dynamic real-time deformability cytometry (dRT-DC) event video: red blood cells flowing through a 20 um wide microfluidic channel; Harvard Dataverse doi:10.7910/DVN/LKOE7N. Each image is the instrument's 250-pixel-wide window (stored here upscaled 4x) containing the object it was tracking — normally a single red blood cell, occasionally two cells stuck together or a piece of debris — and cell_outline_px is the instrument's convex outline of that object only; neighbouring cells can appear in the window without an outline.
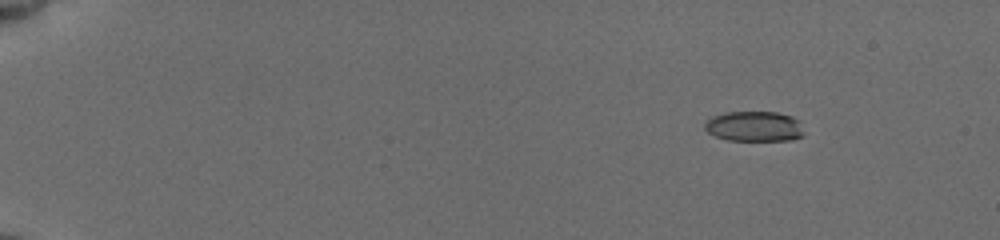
{"species": "common noctule bat (a hibernating species)", "species_latin": "Nyctalus noctula", "temperature_condition": "cold", "stored_images_in_passage": 6, "camera_frame_rate_fps": 3000, "um_per_image_px": 0.085, "animal": {"sex": "female", "body_mass_g": 19.5, "forearm_length_mm": 54.1}, "frame": {"image": 1, "passage_image": 1, "time_ms": 0.0, "image_size_px": [1000, 240], "cell_outline_px": [[804, 136], [788, 140], [728, 140], [716, 136], [708, 132], [704, 128], [704, 124], [712, 116], [724, 112], [776, 112], [792, 116], [800, 120], [804, 132]], "centroid_in_image_um": [64.14, 10.73], "position_along_channel_um": 20.9, "area_um2": 17.57}}
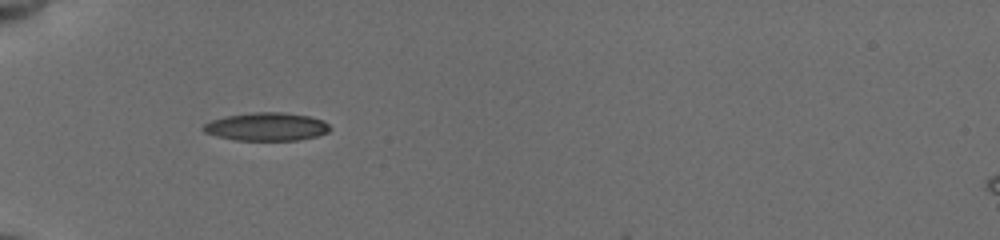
{"frame": {"image": 2, "passage_image": 5, "time_ms": 4.333, "image_size_px": [1000, 240], "cell_outline_px": [[332, 128], [328, 132], [316, 136], [296, 140], [236, 140], [216, 136], [204, 132], [200, 128], [204, 124], [212, 120], [224, 116], [256, 112], [284, 112], [308, 116], [324, 120]], "centroid_in_image_um": [22.65, 10.76], "position_along_channel_um": 62.4, "area_um2": 20.81}}